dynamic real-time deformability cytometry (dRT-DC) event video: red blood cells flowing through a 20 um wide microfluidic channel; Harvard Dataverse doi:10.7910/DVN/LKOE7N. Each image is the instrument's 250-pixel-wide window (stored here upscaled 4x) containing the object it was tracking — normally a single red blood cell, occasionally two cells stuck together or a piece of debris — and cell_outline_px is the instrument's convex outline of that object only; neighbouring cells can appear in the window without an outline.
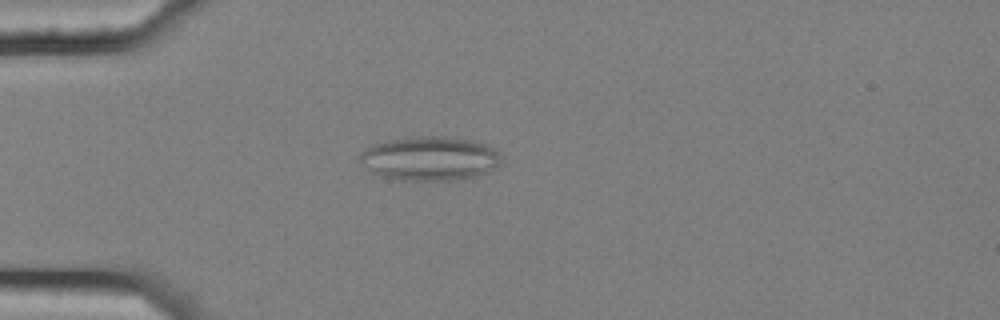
{"species": "common noctule bat (a hibernating species)", "species_latin": "Nyctalus noctula", "temperature_condition": "cold", "stored_images_in_passage": 7, "camera_frame_rate_fps": 3000, "um_per_image_px": 0.085, "animal": {"sex": "female", "body_mass_g": 25.1}, "frame": {"image": 1, "passage_image": 5, "time_ms": 1.333, "image_size_px": [1000, 320], "cell_outline_px": [[500, 164], [496, 168], [488, 172], [476, 176], [452, 180], [400, 180], [380, 176], [372, 172], [356, 156], [360, 152], [376, 144], [388, 140], [420, 136], [444, 136], [472, 140], [496, 148], [500, 152]], "centroid_in_image_um": [36.56, 13.47], "position_along_channel_um": 48.4, "area_um2": 36.36}}